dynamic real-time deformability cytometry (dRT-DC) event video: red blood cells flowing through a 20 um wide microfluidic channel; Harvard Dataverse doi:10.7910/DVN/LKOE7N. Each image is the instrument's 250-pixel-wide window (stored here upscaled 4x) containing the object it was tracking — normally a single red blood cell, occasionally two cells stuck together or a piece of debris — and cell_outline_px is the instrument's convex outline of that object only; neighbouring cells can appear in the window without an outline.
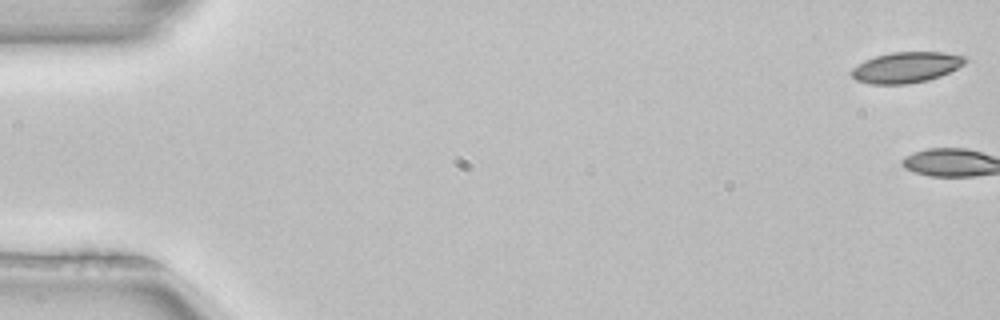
{"species": "common noctule bat (a hibernating species)", "species_latin": "Nyctalus noctula", "temperature_condition": "room temperature", "stored_images_in_passage": 3, "camera_frame_rate_fps": 3000, "um_per_image_px": 0.085, "animal": {"sex": "female", "body_mass_g": 22.7, "forearm_length_mm": 54.2}, "frame": {"image": 1, "passage_image": 1, "time_ms": 0.0, "image_size_px": [1000, 320], "cell_outline_px": [[968, 60], [964, 64], [940, 76], [928, 80], [908, 84], [872, 84], [856, 80], [852, 76], [852, 68], [864, 60], [876, 56], [892, 52], [944, 52], [964, 56]], "centroid_in_image_um": [77.02, 5.72], "position_along_channel_um": 8.0, "area_um2": 20.29}}